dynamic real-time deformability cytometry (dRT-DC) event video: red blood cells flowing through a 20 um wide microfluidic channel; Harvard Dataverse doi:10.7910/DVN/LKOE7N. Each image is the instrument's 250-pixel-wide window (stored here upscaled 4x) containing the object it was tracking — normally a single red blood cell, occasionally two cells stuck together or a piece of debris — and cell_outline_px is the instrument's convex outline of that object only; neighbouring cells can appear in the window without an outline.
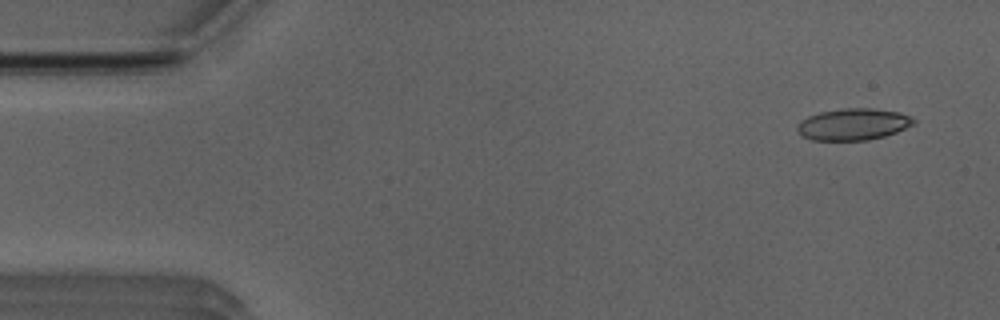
{"species": "Egyptian fruit bat (a non-hibernating species)", "species_latin": "Rousettus aegyptiacus", "temperature_condition": "room temperature", "stored_images_in_passage": 49, "camera_frame_rate_fps": 3000, "um_per_image_px": 0.085, "animal": {"sex": "male"}, "frame": {"image": 1, "passage_image": 1, "time_ms": 0.0, "image_size_px": [1000, 320], "cell_outline_px": [[916, 124], [896, 132], [884, 136], [868, 140], [812, 140], [800, 136], [796, 132], [796, 124], [800, 120], [808, 116], [820, 112], [844, 108], [872, 108], [900, 112], [912, 116], [916, 120]], "centroid_in_image_um": [72.51, 10.56], "position_along_channel_um": 12.5, "area_um2": 21.85}}
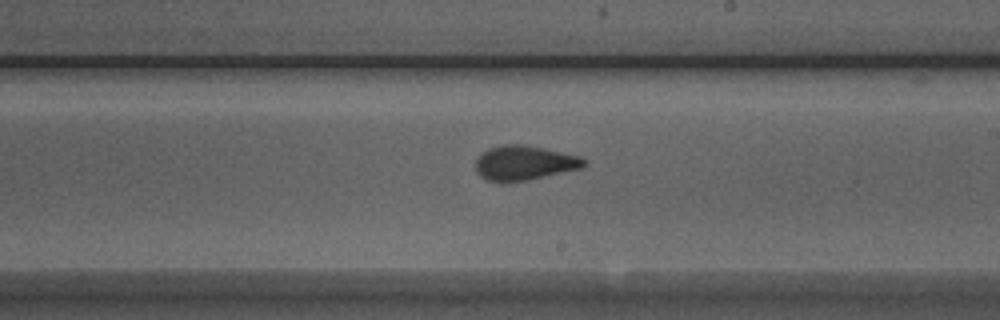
{"frame": {"image": 2, "passage_image": 27, "time_ms": 8.667, "image_size_px": [1000, 320], "cell_outline_px": [[588, 164], [584, 168], [528, 180], [488, 180], [480, 176], [476, 172], [476, 160], [488, 148], [504, 144], [520, 144], [580, 156], [588, 160]], "centroid_in_image_um": [44.63, 13.84], "position_along_channel_um": 244.4, "area_um2": 21.5}}
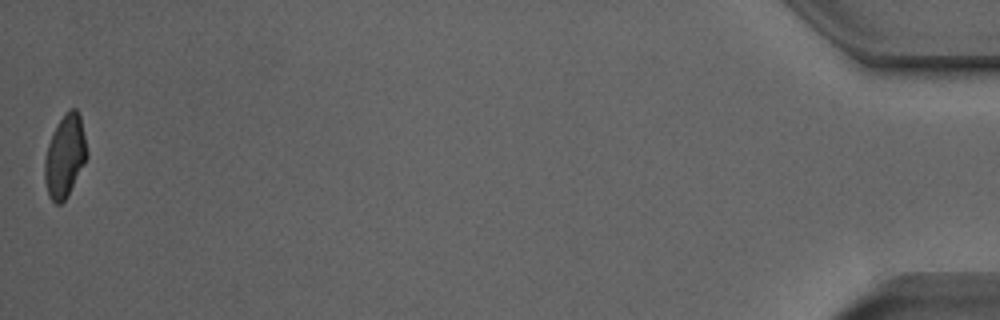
{"frame": {"image": 3, "passage_image": 49, "time_ms": 16.0, "image_size_px": [1000, 320], "cell_outline_px": [[88, 156], [68, 196], [60, 204], [56, 204], [48, 196], [44, 180], [44, 160], [48, 144], [64, 112], [72, 108], [76, 108], [80, 116], [88, 152]], "centroid_in_image_um": [5.52, 13.3], "position_along_channel_um": 429.7, "area_um2": 20.23}, "authors_computed_cell_mechanics": {"area_um2": 21.386, "velocity_mm_per_s": 3.9397, "shape_relaxation_time_tau1_ms": 5.9339, "shape_relaxation_time_tau2_ms": 0.9247, "deformation_change_tau1": 0.151, "deformation_change_tau2": 0.0807}}